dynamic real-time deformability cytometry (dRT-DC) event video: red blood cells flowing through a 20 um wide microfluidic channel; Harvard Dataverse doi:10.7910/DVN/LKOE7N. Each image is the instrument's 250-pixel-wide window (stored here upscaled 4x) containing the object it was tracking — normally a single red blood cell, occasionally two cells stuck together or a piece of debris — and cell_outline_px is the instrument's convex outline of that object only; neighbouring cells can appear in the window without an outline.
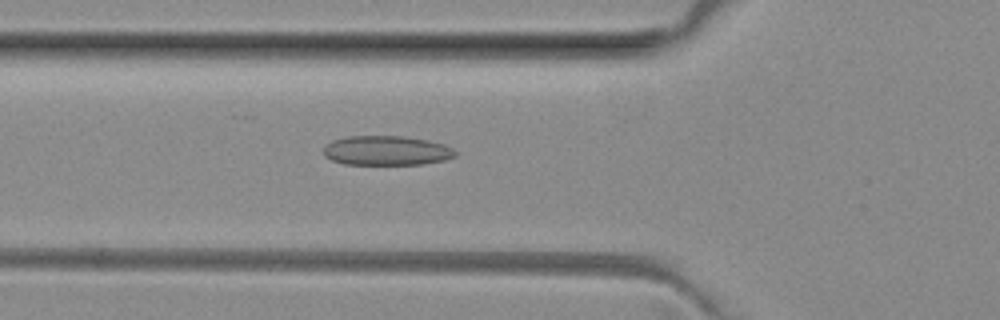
{"species": "common noctule bat (a hibernating species)", "species_latin": "Nyctalus noctula", "temperature_condition": "room temperature", "stored_images_in_passage": 60, "camera_frame_rate_fps": 3000, "um_per_image_px": 0.085, "animal": {"sex": "female", "body_mass_g": 29.2, "forearm_length_mm": 56.3}, "frame": {"image": 1, "passage_image": 26, "time_ms": 8.333, "image_size_px": [1000, 320], "cell_outline_px": [[456, 156], [444, 160], [420, 164], [344, 164], [332, 160], [324, 156], [324, 144], [332, 140], [348, 136], [404, 136], [428, 140], [444, 144], [452, 148], [456, 152]], "centroid_in_image_um": [32.83, 12.79], "position_along_channel_um": 93.0, "area_um2": 22.72}}
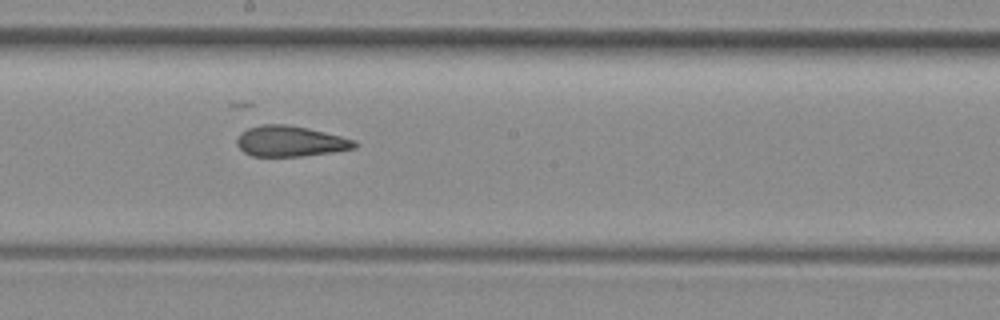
{"frame": {"image": 2, "passage_image": 36, "time_ms": 11.667, "image_size_px": [1000, 320], "cell_outline_px": [[356, 148], [332, 152], [304, 156], [252, 156], [244, 152], [236, 144], [236, 140], [240, 132], [248, 128], [260, 124], [284, 124], [308, 128], [356, 140]], "centroid_in_image_um": [24.65, 12.0], "position_along_channel_um": 223.6, "area_um2": 21.04}}
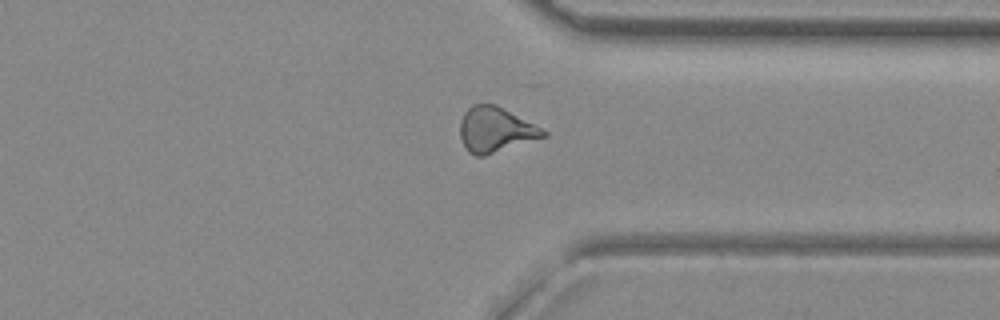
{"frame": {"image": 3, "passage_image": 47, "time_ms": 15.333, "image_size_px": [1000, 320], "cell_outline_px": [[548, 136], [484, 156], [476, 156], [468, 152], [464, 148], [460, 136], [460, 120], [464, 112], [472, 104], [496, 104], [548, 132]], "centroid_in_image_um": [42.09, 11.04], "position_along_channel_um": 369.3, "area_um2": 21.91}, "authors_computed_cell_mechanics": {"area_um2": 22.6287, "velocity_mm_per_s": 3.9416, "shape_relaxation_time_tau1_ms": null, "shape_relaxation_time_tau2_ms": 2.5896, "deformation_change_tau1": null, "deformation_change_tau2": 0.1039}}